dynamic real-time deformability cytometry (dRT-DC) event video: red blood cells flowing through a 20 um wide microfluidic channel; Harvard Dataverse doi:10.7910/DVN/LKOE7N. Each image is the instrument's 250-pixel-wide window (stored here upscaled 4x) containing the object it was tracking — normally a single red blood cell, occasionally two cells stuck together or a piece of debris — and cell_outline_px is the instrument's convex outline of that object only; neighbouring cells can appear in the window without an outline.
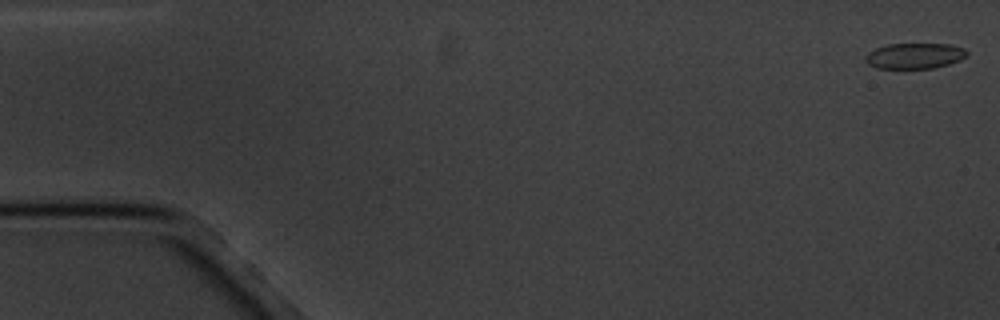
{"species": "common noctule bat (a hibernating species)", "species_latin": "Nyctalus noctula", "temperature_condition": "cold", "stored_images_in_passage": 17, "camera_frame_rate_fps": 3000, "um_per_image_px": 0.085, "animal": {"sex": "male", "body_mass_g": 20.1, "forearm_length_mm": 53.5}, "frame": {"image": 1, "passage_image": 1, "time_ms": 0.0, "image_size_px": [1000, 320], "cell_outline_px": [[968, 56], [960, 60], [948, 64], [932, 68], [876, 68], [868, 64], [864, 60], [864, 56], [868, 52], [876, 48], [888, 44], [948, 44], [964, 48], [968, 52]], "centroid_in_image_um": [77.73, 4.74], "position_along_channel_um": 7.3, "area_um2": 15.2}}
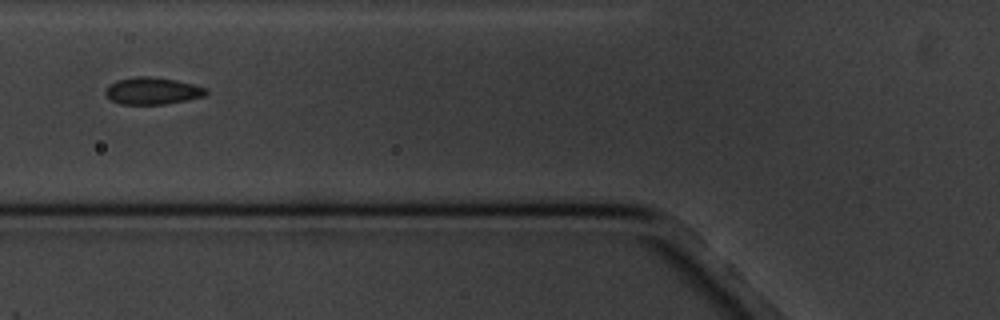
{"frame": {"image": 2, "passage_image": 7, "time_ms": 7.0, "image_size_px": [1000, 320], "cell_outline_px": [[208, 92], [204, 96], [188, 100], [164, 104], [120, 104], [112, 100], [104, 92], [104, 88], [108, 84], [116, 80], [136, 76], [148, 76], [176, 80], [208, 88]], "centroid_in_image_um": [12.94, 7.72], "position_along_channel_um": 112.9, "area_um2": 15.95}}
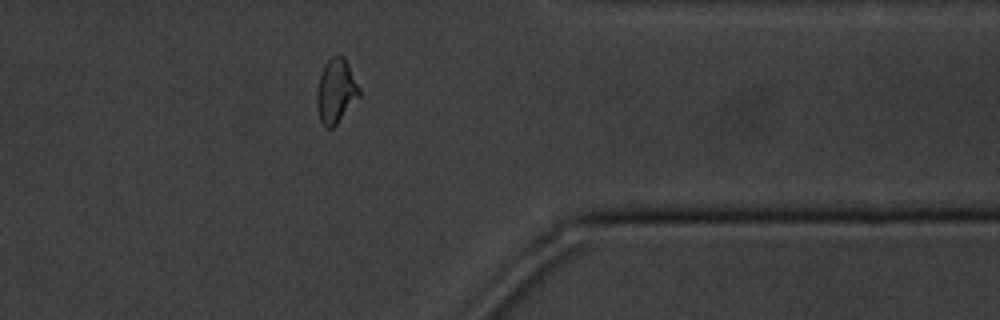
{"frame": {"image": 3, "passage_image": 14, "time_ms": 15.333, "image_size_px": [1000, 320], "cell_outline_px": [[360, 96], [336, 124], [332, 128], [324, 128], [320, 120], [316, 104], [316, 92], [320, 76], [324, 64], [332, 56], [344, 56], [360, 88]], "centroid_in_image_um": [28.54, 7.75], "position_along_channel_um": 382.9, "area_um2": 15.84}, "authors_computed_cell_mechanics": {"area_um2": 16.1262, "velocity_mm_per_s": 3.3812, "shape_relaxation_time_tau1_ms": 3.9956, "shape_relaxation_time_tau2_ms": 1.4956, "deformation_change_tau1": 0.0792, "deformation_change_tau2": 0.0434}}